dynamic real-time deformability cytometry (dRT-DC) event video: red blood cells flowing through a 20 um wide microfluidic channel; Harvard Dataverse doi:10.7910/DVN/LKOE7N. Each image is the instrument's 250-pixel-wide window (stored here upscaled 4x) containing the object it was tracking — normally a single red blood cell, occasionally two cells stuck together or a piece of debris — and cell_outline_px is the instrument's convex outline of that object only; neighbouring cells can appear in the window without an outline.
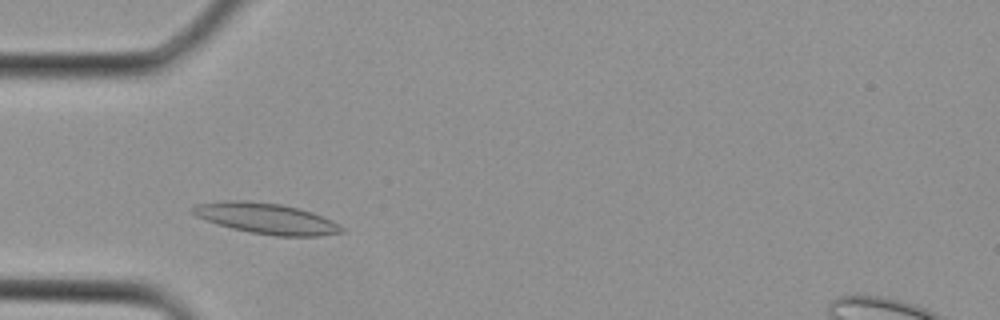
{"species": "Egyptian fruit bat (a non-hibernating species)", "species_latin": "Rousettus aegyptiacus", "temperature_condition": "cold", "stored_images_in_passage": 4, "camera_frame_rate_fps": 3000, "um_per_image_px": 0.085, "animal": {"sex": "female"}, "frame": {"image": 1, "passage_image": 4, "time_ms": 1.0, "image_size_px": [1000, 320], "cell_outline_px": [[344, 232], [320, 236], [276, 236], [252, 232], [232, 228], [196, 216], [192, 212], [192, 208], [196, 204], [224, 200], [248, 200], [280, 204], [312, 212], [332, 220], [340, 224], [344, 228]], "centroid_in_image_um": [22.68, 18.56], "position_along_channel_um": 62.3, "area_um2": 26.47}}